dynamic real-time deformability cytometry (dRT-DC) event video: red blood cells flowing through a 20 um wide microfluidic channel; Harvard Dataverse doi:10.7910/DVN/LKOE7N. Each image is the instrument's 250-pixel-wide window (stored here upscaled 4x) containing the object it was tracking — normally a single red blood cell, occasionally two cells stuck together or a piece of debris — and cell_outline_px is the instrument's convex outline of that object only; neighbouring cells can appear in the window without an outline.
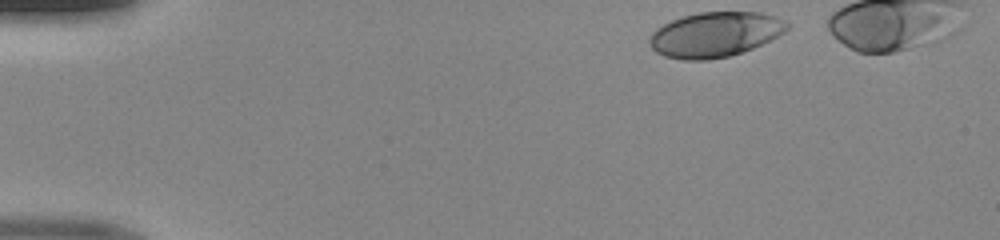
{"species": "human", "species_latin": "Homo sapiens", "temperature_condition": "room temperature", "stored_images_in_passage": 36, "camera_frame_rate_fps": 3000, "um_per_image_px": 0.085, "donor": {"sex": "male"}, "frame": {"image": 1, "passage_image": 1, "time_ms": 0.0, "image_size_px": [1000, 240], "cell_outline_px": [[792, 24], [784, 32], [752, 48], [728, 56], [708, 60], [684, 60], [664, 56], [656, 52], [648, 44], [648, 40], [652, 32], [656, 28], [672, 20], [684, 16], [700, 12], [760, 12], [776, 16]], "centroid_in_image_um": [60.76, 2.93], "position_along_channel_um": 24.2, "area_um2": 35.95}}
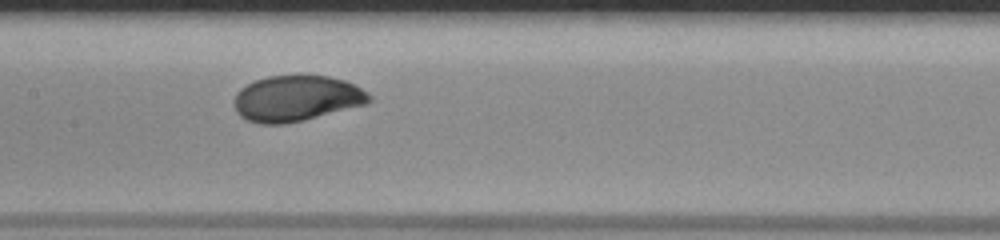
{"frame": {"image": 2, "passage_image": 19, "time_ms": 6.0, "image_size_px": [1000, 240], "cell_outline_px": [[372, 100], [368, 104], [304, 120], [284, 124], [260, 124], [248, 120], [240, 116], [236, 112], [236, 92], [240, 88], [256, 80], [268, 76], [328, 76], [344, 80], [368, 92], [372, 96]], "centroid_in_image_um": [25.23, 8.38], "position_along_channel_um": 182.2, "area_um2": 35.89}}
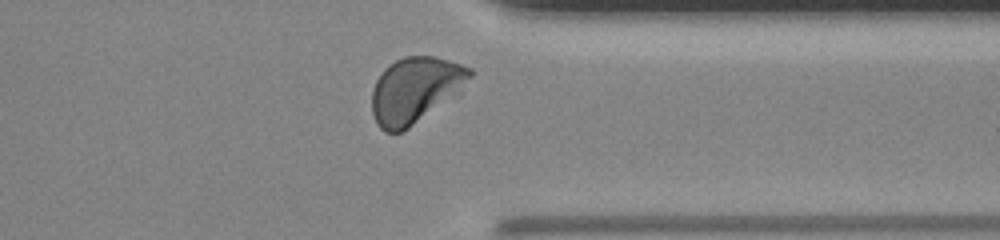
{"frame": {"image": 3, "passage_image": 33, "time_ms": 10.667, "image_size_px": [1000, 240], "cell_outline_px": [[472, 76], [460, 96], [408, 128], [400, 132], [384, 132], [376, 124], [372, 112], [372, 92], [376, 80], [384, 68], [388, 64], [404, 56], [436, 56], [472, 68]], "centroid_in_image_um": [35.34, 7.66], "position_along_channel_um": 376.1, "area_um2": 38.44}}